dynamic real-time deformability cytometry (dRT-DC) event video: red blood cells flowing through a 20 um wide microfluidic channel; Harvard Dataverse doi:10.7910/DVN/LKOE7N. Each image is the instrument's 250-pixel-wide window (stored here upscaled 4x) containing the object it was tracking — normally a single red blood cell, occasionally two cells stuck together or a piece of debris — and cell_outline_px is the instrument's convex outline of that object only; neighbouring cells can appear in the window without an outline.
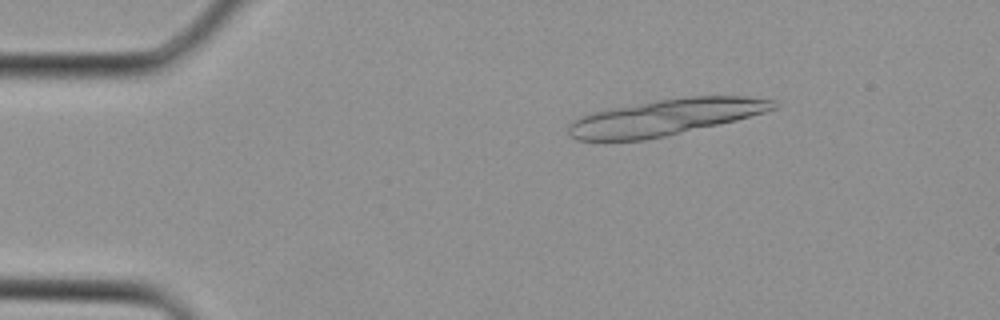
{"species": "Egyptian fruit bat (a non-hibernating species)", "species_latin": "Rousettus aegyptiacus", "temperature_condition": "cold", "stored_images_in_passage": 3, "camera_frame_rate_fps": 3000, "um_per_image_px": 0.085, "animal": {"sex": "female"}, "frame": {"image": 1, "passage_image": 2, "time_ms": 0.333, "image_size_px": [1000, 320], "cell_outline_px": [[780, 104], [776, 108], [764, 112], [736, 120], [664, 136], [644, 140], [576, 140], [568, 132], [568, 124], [572, 120], [580, 116], [596, 112], [656, 100], [684, 96], [744, 96], [776, 100]], "centroid_in_image_um": [56.6, 9.96], "position_along_channel_um": 28.4, "area_um2": 42.71}}